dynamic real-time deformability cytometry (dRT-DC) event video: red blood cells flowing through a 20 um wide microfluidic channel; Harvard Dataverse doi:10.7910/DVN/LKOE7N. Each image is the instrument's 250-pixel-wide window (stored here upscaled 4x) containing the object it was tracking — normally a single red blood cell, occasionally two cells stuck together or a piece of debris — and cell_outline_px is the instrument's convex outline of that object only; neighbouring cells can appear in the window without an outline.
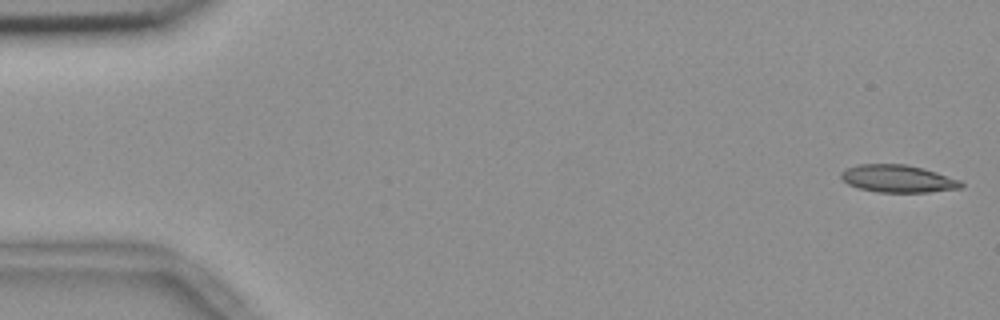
{"species": "common noctule bat (a hibernating species)", "species_latin": "Nyctalus noctula", "temperature_condition": "room temperature", "stored_images_in_passage": 54, "camera_frame_rate_fps": 3000, "um_per_image_px": 0.085, "animal": {"sex": "female", "body_mass_g": 18.4}, "frame": {"image": 1, "passage_image": 1, "time_ms": 0.0, "image_size_px": [1000, 320], "cell_outline_px": [[964, 184], [960, 188], [928, 192], [876, 192], [860, 188], [848, 184], [840, 176], [840, 172], [844, 168], [856, 164], [904, 164], [924, 168], [960, 180]], "centroid_in_image_um": [76.28, 15.18], "position_along_channel_um": 8.7, "area_um2": 19.25}}
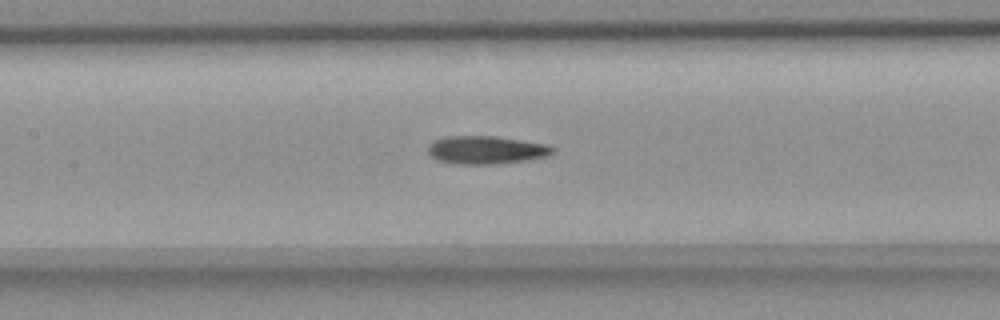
{"frame": {"image": 2, "passage_image": 25, "time_ms": 8.0, "image_size_px": [1000, 320], "cell_outline_px": [[556, 148], [548, 156], [528, 160], [496, 164], [456, 164], [440, 160], [432, 156], [428, 152], [428, 144], [444, 136], [496, 136], [548, 144]], "centroid_in_image_um": [41.35, 12.74], "position_along_channel_um": 166.0, "area_um2": 20.46}}
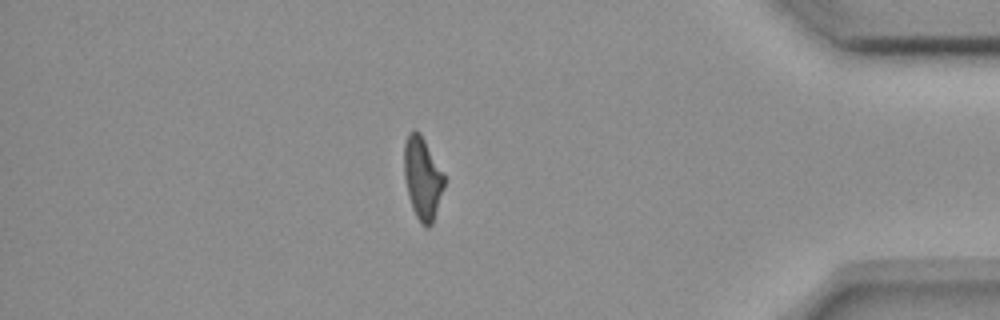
{"frame": {"image": 3, "passage_image": 47, "time_ms": 15.333, "image_size_px": [1000, 320], "cell_outline_px": [[444, 188], [432, 224], [428, 228], [424, 228], [420, 224], [412, 208], [408, 196], [404, 176], [404, 144], [408, 132], [412, 128], [416, 128], [420, 132], [444, 176]], "centroid_in_image_um": [35.88, 15.15], "position_along_channel_um": 399.3, "area_um2": 19.31}, "authors_computed_cell_mechanics": {"area_um2": 19.8543, "velocity_mm_per_s": 3.6873, "shape_relaxation_time_tau1_ms": null, "shape_relaxation_time_tau2_ms": 6.2273, "deformation_change_tau1": null, "deformation_change_tau2": 0.1559}}